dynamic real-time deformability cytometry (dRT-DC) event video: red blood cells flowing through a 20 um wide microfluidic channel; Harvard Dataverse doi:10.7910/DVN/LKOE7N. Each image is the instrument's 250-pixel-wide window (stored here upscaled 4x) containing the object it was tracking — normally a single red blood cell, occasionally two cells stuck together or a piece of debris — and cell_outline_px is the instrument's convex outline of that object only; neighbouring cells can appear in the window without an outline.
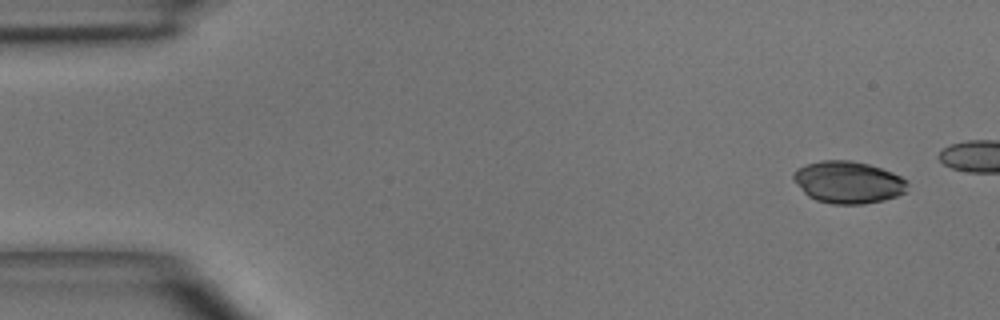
{"species": "common noctule bat (a hibernating species)", "species_latin": "Nyctalus noctula", "temperature_condition": "room temperature", "stored_images_in_passage": 4, "camera_frame_rate_fps": 3000, "um_per_image_px": 0.085, "animal": {"sex": "male", "body_mass_g": 15.6}, "frame": {"image": 1, "passage_image": 1, "time_ms": 0.0, "image_size_px": [1000, 320], "cell_outline_px": [[908, 184], [904, 192], [896, 196], [884, 200], [864, 204], [832, 204], [816, 200], [808, 196], [804, 192], [792, 176], [792, 172], [796, 168], [820, 160], [852, 160], [868, 164], [892, 172], [908, 180]], "centroid_in_image_um": [72.09, 15.49], "position_along_channel_um": 12.9, "area_um2": 27.98}}